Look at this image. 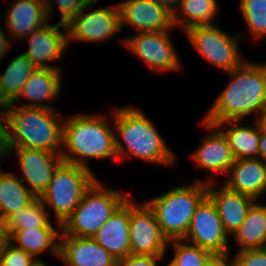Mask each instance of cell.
Here are the masks:
<instances>
[{"mask_svg":"<svg viewBox=\"0 0 266 266\" xmlns=\"http://www.w3.org/2000/svg\"><path fill=\"white\" fill-rule=\"evenodd\" d=\"M8 158L15 150L22 170L20 180L36 196L40 197L46 190L52 175L58 165L63 161L60 153L44 150L26 149L20 147H7ZM13 151V152H12Z\"/></svg>","mask_w":266,"mask_h":266,"instance_id":"4fadbf2b","label":"cell"},{"mask_svg":"<svg viewBox=\"0 0 266 266\" xmlns=\"http://www.w3.org/2000/svg\"><path fill=\"white\" fill-rule=\"evenodd\" d=\"M113 128L117 160L138 158L146 163L169 166L175 154L161 137L156 126L141 110L133 107H114ZM122 141V142H121Z\"/></svg>","mask_w":266,"mask_h":266,"instance_id":"7a4b0ae2","label":"cell"},{"mask_svg":"<svg viewBox=\"0 0 266 266\" xmlns=\"http://www.w3.org/2000/svg\"><path fill=\"white\" fill-rule=\"evenodd\" d=\"M39 261L8 241L0 256V266H34Z\"/></svg>","mask_w":266,"mask_h":266,"instance_id":"d6a6232c","label":"cell"},{"mask_svg":"<svg viewBox=\"0 0 266 266\" xmlns=\"http://www.w3.org/2000/svg\"><path fill=\"white\" fill-rule=\"evenodd\" d=\"M234 266H266V247L260 249L237 250Z\"/></svg>","mask_w":266,"mask_h":266,"instance_id":"836d02e7","label":"cell"},{"mask_svg":"<svg viewBox=\"0 0 266 266\" xmlns=\"http://www.w3.org/2000/svg\"><path fill=\"white\" fill-rule=\"evenodd\" d=\"M36 69L34 63L21 53L9 62L3 74L0 73V94L8 105L19 97L27 79Z\"/></svg>","mask_w":266,"mask_h":266,"instance_id":"83f0119b","label":"cell"},{"mask_svg":"<svg viewBox=\"0 0 266 266\" xmlns=\"http://www.w3.org/2000/svg\"><path fill=\"white\" fill-rule=\"evenodd\" d=\"M61 73V69L37 68L27 79L19 97L12 104H16L22 97V99H28L29 103L21 106L55 109L49 106V102L56 99L61 92ZM47 101L48 104H46Z\"/></svg>","mask_w":266,"mask_h":266,"instance_id":"7402d4cb","label":"cell"},{"mask_svg":"<svg viewBox=\"0 0 266 266\" xmlns=\"http://www.w3.org/2000/svg\"><path fill=\"white\" fill-rule=\"evenodd\" d=\"M223 182L229 190L259 201L266 193V162L260 158L236 159Z\"/></svg>","mask_w":266,"mask_h":266,"instance_id":"d6986e66","label":"cell"},{"mask_svg":"<svg viewBox=\"0 0 266 266\" xmlns=\"http://www.w3.org/2000/svg\"><path fill=\"white\" fill-rule=\"evenodd\" d=\"M36 198L14 173L0 172V223Z\"/></svg>","mask_w":266,"mask_h":266,"instance_id":"484cf974","label":"cell"},{"mask_svg":"<svg viewBox=\"0 0 266 266\" xmlns=\"http://www.w3.org/2000/svg\"><path fill=\"white\" fill-rule=\"evenodd\" d=\"M61 231V228L58 230L54 227L15 229L9 235V241L38 261L41 259L37 256L45 251H50L59 258Z\"/></svg>","mask_w":266,"mask_h":266,"instance_id":"cb8c5ba5","label":"cell"},{"mask_svg":"<svg viewBox=\"0 0 266 266\" xmlns=\"http://www.w3.org/2000/svg\"><path fill=\"white\" fill-rule=\"evenodd\" d=\"M121 29L124 24L138 32L173 30V14L150 0H126L117 4Z\"/></svg>","mask_w":266,"mask_h":266,"instance_id":"2e32d148","label":"cell"},{"mask_svg":"<svg viewBox=\"0 0 266 266\" xmlns=\"http://www.w3.org/2000/svg\"><path fill=\"white\" fill-rule=\"evenodd\" d=\"M160 6H163L172 14L176 11L180 0H150Z\"/></svg>","mask_w":266,"mask_h":266,"instance_id":"ab89813d","label":"cell"},{"mask_svg":"<svg viewBox=\"0 0 266 266\" xmlns=\"http://www.w3.org/2000/svg\"><path fill=\"white\" fill-rule=\"evenodd\" d=\"M227 74L231 81L202 120L215 125L227 120L242 121L252 114L262 120L266 112V63L244 60Z\"/></svg>","mask_w":266,"mask_h":266,"instance_id":"6da1fadb","label":"cell"},{"mask_svg":"<svg viewBox=\"0 0 266 266\" xmlns=\"http://www.w3.org/2000/svg\"><path fill=\"white\" fill-rule=\"evenodd\" d=\"M34 266H48V264L44 263L43 261H39Z\"/></svg>","mask_w":266,"mask_h":266,"instance_id":"b9f144b4","label":"cell"},{"mask_svg":"<svg viewBox=\"0 0 266 266\" xmlns=\"http://www.w3.org/2000/svg\"><path fill=\"white\" fill-rule=\"evenodd\" d=\"M240 8L251 36L266 37V0H240Z\"/></svg>","mask_w":266,"mask_h":266,"instance_id":"f546056e","label":"cell"},{"mask_svg":"<svg viewBox=\"0 0 266 266\" xmlns=\"http://www.w3.org/2000/svg\"><path fill=\"white\" fill-rule=\"evenodd\" d=\"M14 106L7 107L2 133L7 147L61 153L65 116L55 109Z\"/></svg>","mask_w":266,"mask_h":266,"instance_id":"3957f363","label":"cell"},{"mask_svg":"<svg viewBox=\"0 0 266 266\" xmlns=\"http://www.w3.org/2000/svg\"><path fill=\"white\" fill-rule=\"evenodd\" d=\"M169 32L170 30L138 32L122 42L127 49L141 58L151 71L177 72L181 67V59L172 44Z\"/></svg>","mask_w":266,"mask_h":266,"instance_id":"30bf717a","label":"cell"},{"mask_svg":"<svg viewBox=\"0 0 266 266\" xmlns=\"http://www.w3.org/2000/svg\"><path fill=\"white\" fill-rule=\"evenodd\" d=\"M259 158L266 162V123L260 120Z\"/></svg>","mask_w":266,"mask_h":266,"instance_id":"8d00e7d4","label":"cell"},{"mask_svg":"<svg viewBox=\"0 0 266 266\" xmlns=\"http://www.w3.org/2000/svg\"><path fill=\"white\" fill-rule=\"evenodd\" d=\"M201 126L205 129H213L204 138L203 142L199 144L198 148L192 152L191 158L195 165L200 169L211 172L206 183L215 182L214 174H226L233 165L235 159L231 152L227 138L224 133L214 124L202 120ZM214 178V179H213Z\"/></svg>","mask_w":266,"mask_h":266,"instance_id":"9a60e30c","label":"cell"},{"mask_svg":"<svg viewBox=\"0 0 266 266\" xmlns=\"http://www.w3.org/2000/svg\"><path fill=\"white\" fill-rule=\"evenodd\" d=\"M7 107L8 104L4 101L2 95L0 94V134L3 133L6 127L4 123H6Z\"/></svg>","mask_w":266,"mask_h":266,"instance_id":"f35d334b","label":"cell"},{"mask_svg":"<svg viewBox=\"0 0 266 266\" xmlns=\"http://www.w3.org/2000/svg\"><path fill=\"white\" fill-rule=\"evenodd\" d=\"M184 32L198 53L225 73L245 60L238 41L242 34L230 35L215 24L189 27Z\"/></svg>","mask_w":266,"mask_h":266,"instance_id":"ba28073f","label":"cell"},{"mask_svg":"<svg viewBox=\"0 0 266 266\" xmlns=\"http://www.w3.org/2000/svg\"><path fill=\"white\" fill-rule=\"evenodd\" d=\"M8 39L10 38L5 36L4 31L0 27V59L6 56L5 54L7 53V51H9L12 48L11 47L12 41L10 42V40Z\"/></svg>","mask_w":266,"mask_h":266,"instance_id":"74e56055","label":"cell"},{"mask_svg":"<svg viewBox=\"0 0 266 266\" xmlns=\"http://www.w3.org/2000/svg\"><path fill=\"white\" fill-rule=\"evenodd\" d=\"M230 257V253H212L204 266H234V258Z\"/></svg>","mask_w":266,"mask_h":266,"instance_id":"d590c367","label":"cell"},{"mask_svg":"<svg viewBox=\"0 0 266 266\" xmlns=\"http://www.w3.org/2000/svg\"><path fill=\"white\" fill-rule=\"evenodd\" d=\"M174 247V257L171 261L176 266H204L206 260L212 254L209 250L189 244L181 240H170Z\"/></svg>","mask_w":266,"mask_h":266,"instance_id":"4dcf8cb0","label":"cell"},{"mask_svg":"<svg viewBox=\"0 0 266 266\" xmlns=\"http://www.w3.org/2000/svg\"><path fill=\"white\" fill-rule=\"evenodd\" d=\"M208 183V196L215 203L219 217L228 235H233L244 222L248 210L256 200L248 195L229 190L225 185Z\"/></svg>","mask_w":266,"mask_h":266,"instance_id":"ffe728a7","label":"cell"},{"mask_svg":"<svg viewBox=\"0 0 266 266\" xmlns=\"http://www.w3.org/2000/svg\"><path fill=\"white\" fill-rule=\"evenodd\" d=\"M239 250L260 249L266 247V205L257 201L248 210L241 226L232 235Z\"/></svg>","mask_w":266,"mask_h":266,"instance_id":"d4e9b609","label":"cell"},{"mask_svg":"<svg viewBox=\"0 0 266 266\" xmlns=\"http://www.w3.org/2000/svg\"><path fill=\"white\" fill-rule=\"evenodd\" d=\"M240 122L241 120H227L215 125L227 138L235 160L259 158L260 120L256 119L252 127L243 126ZM228 124L231 127L225 128Z\"/></svg>","mask_w":266,"mask_h":266,"instance_id":"603a6c76","label":"cell"},{"mask_svg":"<svg viewBox=\"0 0 266 266\" xmlns=\"http://www.w3.org/2000/svg\"><path fill=\"white\" fill-rule=\"evenodd\" d=\"M49 211L37 197L32 203L10 214L3 222L4 230L10 235L15 229H39L54 227L49 219Z\"/></svg>","mask_w":266,"mask_h":266,"instance_id":"f1b7e54d","label":"cell"},{"mask_svg":"<svg viewBox=\"0 0 266 266\" xmlns=\"http://www.w3.org/2000/svg\"><path fill=\"white\" fill-rule=\"evenodd\" d=\"M129 231L131 254L166 256L169 240L145 201L136 203L130 199Z\"/></svg>","mask_w":266,"mask_h":266,"instance_id":"8fae6325","label":"cell"},{"mask_svg":"<svg viewBox=\"0 0 266 266\" xmlns=\"http://www.w3.org/2000/svg\"><path fill=\"white\" fill-rule=\"evenodd\" d=\"M91 0H45L46 13L48 21L52 18L54 12L53 5L57 2L61 19L59 23L67 25L76 15H78L83 7Z\"/></svg>","mask_w":266,"mask_h":266,"instance_id":"1f68e13d","label":"cell"},{"mask_svg":"<svg viewBox=\"0 0 266 266\" xmlns=\"http://www.w3.org/2000/svg\"><path fill=\"white\" fill-rule=\"evenodd\" d=\"M106 119L104 115L81 113L64 118L63 161L91 169L87 159H117L115 131Z\"/></svg>","mask_w":266,"mask_h":266,"instance_id":"277c9868","label":"cell"},{"mask_svg":"<svg viewBox=\"0 0 266 266\" xmlns=\"http://www.w3.org/2000/svg\"><path fill=\"white\" fill-rule=\"evenodd\" d=\"M7 10L5 33L11 40L25 39L34 30L49 22L45 0H15Z\"/></svg>","mask_w":266,"mask_h":266,"instance_id":"44dd1931","label":"cell"},{"mask_svg":"<svg viewBox=\"0 0 266 266\" xmlns=\"http://www.w3.org/2000/svg\"><path fill=\"white\" fill-rule=\"evenodd\" d=\"M97 178L85 191L73 213L61 225V234L93 238L116 209L128 198L122 191L108 189Z\"/></svg>","mask_w":266,"mask_h":266,"instance_id":"8992f818","label":"cell"},{"mask_svg":"<svg viewBox=\"0 0 266 266\" xmlns=\"http://www.w3.org/2000/svg\"><path fill=\"white\" fill-rule=\"evenodd\" d=\"M59 259L66 266H117L118 261L93 238L60 235Z\"/></svg>","mask_w":266,"mask_h":266,"instance_id":"e0dca14e","label":"cell"},{"mask_svg":"<svg viewBox=\"0 0 266 266\" xmlns=\"http://www.w3.org/2000/svg\"><path fill=\"white\" fill-rule=\"evenodd\" d=\"M24 40L28 41V50L24 54L37 68L60 69L49 62L60 61L68 47L66 25L59 22L52 25L48 22L42 28L34 30Z\"/></svg>","mask_w":266,"mask_h":266,"instance_id":"5bb4252c","label":"cell"},{"mask_svg":"<svg viewBox=\"0 0 266 266\" xmlns=\"http://www.w3.org/2000/svg\"><path fill=\"white\" fill-rule=\"evenodd\" d=\"M218 8L217 0H180L173 13L174 27L186 31L193 26L214 25Z\"/></svg>","mask_w":266,"mask_h":266,"instance_id":"4316f807","label":"cell"},{"mask_svg":"<svg viewBox=\"0 0 266 266\" xmlns=\"http://www.w3.org/2000/svg\"><path fill=\"white\" fill-rule=\"evenodd\" d=\"M228 237L217 207L207 195L197 206L183 240L211 253H229Z\"/></svg>","mask_w":266,"mask_h":266,"instance_id":"7c38bea8","label":"cell"},{"mask_svg":"<svg viewBox=\"0 0 266 266\" xmlns=\"http://www.w3.org/2000/svg\"><path fill=\"white\" fill-rule=\"evenodd\" d=\"M8 157V148L5 143V139L3 137V134H0V161L1 159H7ZM1 165V162H0Z\"/></svg>","mask_w":266,"mask_h":266,"instance_id":"60d3db41","label":"cell"},{"mask_svg":"<svg viewBox=\"0 0 266 266\" xmlns=\"http://www.w3.org/2000/svg\"><path fill=\"white\" fill-rule=\"evenodd\" d=\"M165 256L129 254L118 260L117 266H158Z\"/></svg>","mask_w":266,"mask_h":266,"instance_id":"e575fe53","label":"cell"},{"mask_svg":"<svg viewBox=\"0 0 266 266\" xmlns=\"http://www.w3.org/2000/svg\"><path fill=\"white\" fill-rule=\"evenodd\" d=\"M262 121H263L264 123H266V112H265V115H264Z\"/></svg>","mask_w":266,"mask_h":266,"instance_id":"ee69618b","label":"cell"},{"mask_svg":"<svg viewBox=\"0 0 266 266\" xmlns=\"http://www.w3.org/2000/svg\"><path fill=\"white\" fill-rule=\"evenodd\" d=\"M208 195V183L199 179L145 201L155 213L163 234L170 240H181L187 234L197 206Z\"/></svg>","mask_w":266,"mask_h":266,"instance_id":"5b68a950","label":"cell"},{"mask_svg":"<svg viewBox=\"0 0 266 266\" xmlns=\"http://www.w3.org/2000/svg\"><path fill=\"white\" fill-rule=\"evenodd\" d=\"M96 179L92 169L64 161L55 169L49 185L39 198L46 208L48 205L52 207L60 228Z\"/></svg>","mask_w":266,"mask_h":266,"instance_id":"52a82bcc","label":"cell"},{"mask_svg":"<svg viewBox=\"0 0 266 266\" xmlns=\"http://www.w3.org/2000/svg\"><path fill=\"white\" fill-rule=\"evenodd\" d=\"M166 266H176L171 260Z\"/></svg>","mask_w":266,"mask_h":266,"instance_id":"7bdbcfd3","label":"cell"},{"mask_svg":"<svg viewBox=\"0 0 266 266\" xmlns=\"http://www.w3.org/2000/svg\"><path fill=\"white\" fill-rule=\"evenodd\" d=\"M99 0L89 1L67 25L68 44L73 41L102 42L109 40L121 30L118 5L97 8L88 12Z\"/></svg>","mask_w":266,"mask_h":266,"instance_id":"9c48e42d","label":"cell"},{"mask_svg":"<svg viewBox=\"0 0 266 266\" xmlns=\"http://www.w3.org/2000/svg\"><path fill=\"white\" fill-rule=\"evenodd\" d=\"M129 225L130 199L128 197L96 232L93 239L118 261L131 254Z\"/></svg>","mask_w":266,"mask_h":266,"instance_id":"ac0fdd59","label":"cell"}]
</instances>
